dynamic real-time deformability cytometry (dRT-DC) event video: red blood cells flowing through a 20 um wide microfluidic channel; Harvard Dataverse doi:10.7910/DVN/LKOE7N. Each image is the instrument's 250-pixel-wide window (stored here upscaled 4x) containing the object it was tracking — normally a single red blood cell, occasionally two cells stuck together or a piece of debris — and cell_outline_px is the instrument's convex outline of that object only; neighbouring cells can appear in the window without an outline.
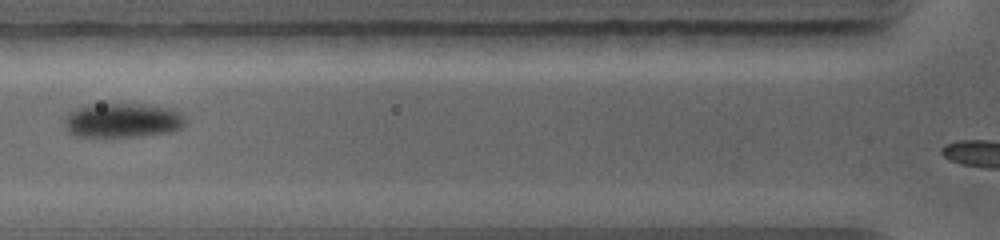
{"species": "common noctule bat (a hibernating species)", "species_latin": "Nyctalus noctula", "temperature_condition": "warm", "stored_images_in_passage": 11, "camera_frame_rate_fps": 5000, "um_per_image_px": 0.085, "animal": {"sex": "female", "body_mass_g": 19.0, "forearm_length_mm": 56.7}, "frame": {"image": 1, "passage_image": 2, "time_ms": 1.0, "image_size_px": [1000, 240], "cell_outline_px": [[184, 124], [180, 128], [172, 132], [136, 136], [72, 136], [68, 132], [64, 124], [64, 120], [68, 112], [76, 108], [92, 104], [140, 104], [176, 108], [184, 112]], "centroid_in_image_um": [10.44, 10.22], "position_along_channel_um": 115.4, "area_um2": 24.51}}
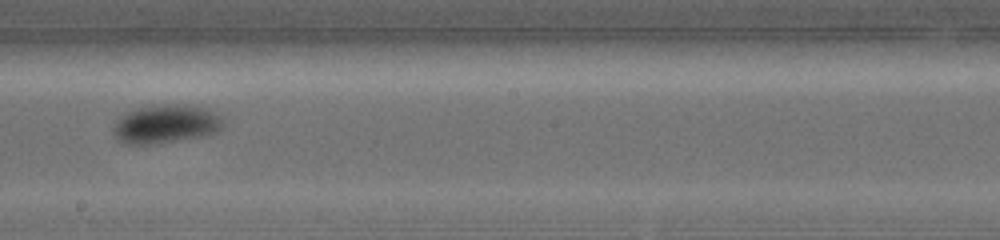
{"frame": {"image": 2, "passage_image": 5, "time_ms": 3.6, "image_size_px": [1000, 240], "cell_outline_px": [[224, 128], [216, 132], [200, 136], [152, 144], [124, 144], [112, 132], [112, 128], [116, 120], [120, 116], [128, 112], [140, 108], [156, 104], [176, 104], [204, 108], [212, 112], [224, 124]], "centroid_in_image_um": [14.03, 10.54], "position_along_channel_um": 234.2, "area_um2": 24.22}}
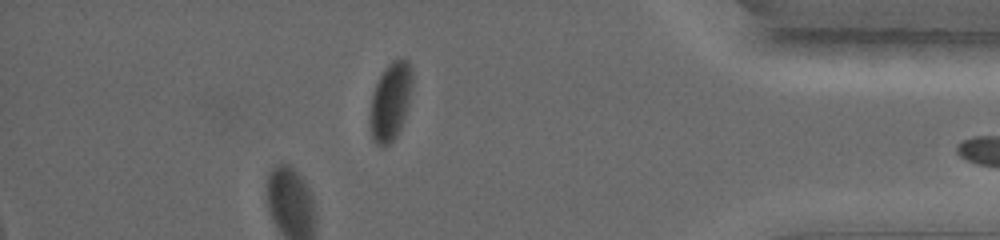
{"frame": {"image": 3, "passage_image": 10, "time_ms": 8.0, "image_size_px": [1000, 240], "cell_outline_px": [[412, 88], [408, 108], [404, 120], [396, 136], [384, 148], [376, 144], [372, 140], [368, 120], [368, 116], [372, 96], [376, 84], [384, 68], [392, 60], [400, 56], [408, 60], [412, 68]], "centroid_in_image_um": [33.18, 8.61], "position_along_channel_um": 402.0, "area_um2": 19.83}}